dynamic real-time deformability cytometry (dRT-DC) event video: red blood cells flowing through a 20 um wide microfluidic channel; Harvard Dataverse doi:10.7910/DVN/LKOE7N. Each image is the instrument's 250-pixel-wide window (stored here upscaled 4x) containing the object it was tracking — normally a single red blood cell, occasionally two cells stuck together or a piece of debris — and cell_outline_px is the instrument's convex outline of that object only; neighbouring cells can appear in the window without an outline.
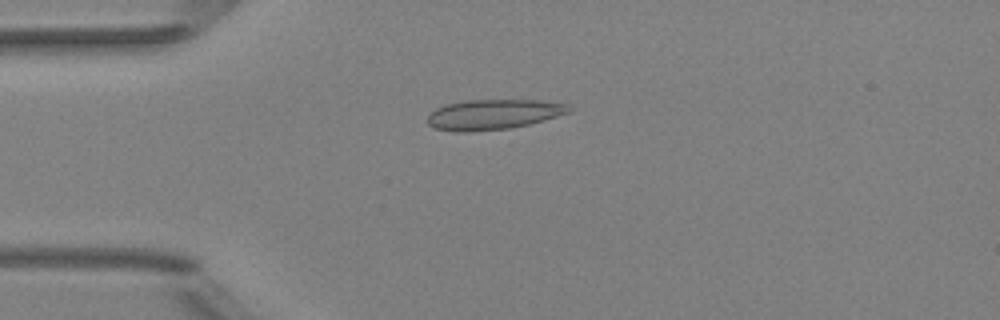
{"species": "Egyptian fruit bat (a non-hibernating species)", "species_latin": "Rousettus aegyptiacus", "temperature_condition": "room temperature", "stored_images_in_passage": 51, "camera_frame_rate_fps": 3000, "um_per_image_px": 0.085, "animal": {"sex": "female"}, "frame": {"image": 1, "passage_image": 13, "time_ms": 4.0, "image_size_px": [1000, 320], "cell_outline_px": [[572, 108], [568, 112], [544, 120], [528, 124], [508, 128], [468, 132], [452, 132], [436, 128], [428, 124], [428, 116], [436, 108], [444, 104], [468, 100], [544, 100], [568, 104]], "centroid_in_image_um": [41.92, 9.72], "position_along_channel_um": 43.1, "area_um2": 24.8}}
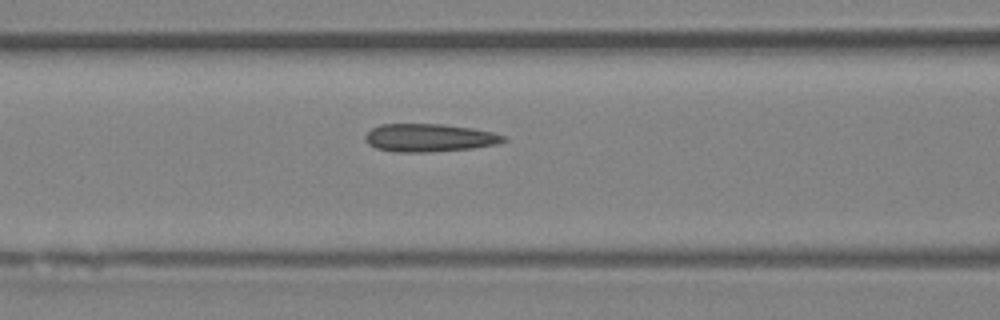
{"frame": {"image": 2, "passage_image": 21, "time_ms": 6.667, "image_size_px": [1000, 320], "cell_outline_px": [[508, 140], [500, 144], [472, 148], [428, 152], [396, 152], [376, 148], [368, 144], [364, 140], [364, 136], [372, 128], [380, 124], [444, 124], [472, 128], [492, 132], [504, 136]], "centroid_in_image_um": [36.49, 11.71], "position_along_channel_um": 130.1, "area_um2": 22.66}}
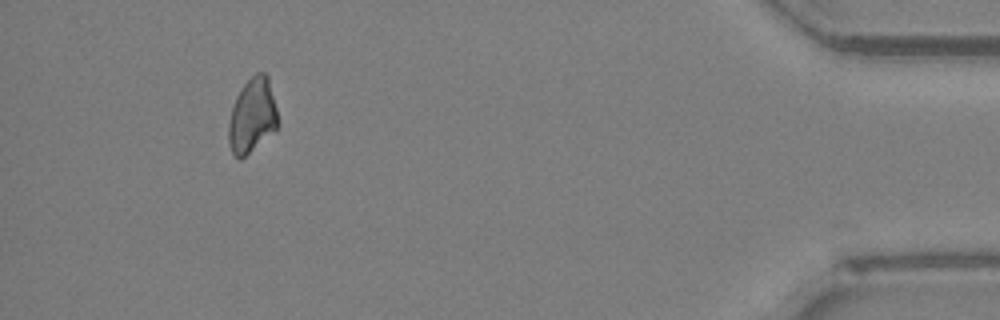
{"frame": {"image": 3, "passage_image": 47, "time_ms": 15.333, "image_size_px": [1000, 320], "cell_outline_px": [[276, 132], [240, 160], [232, 152], [228, 144], [228, 124], [232, 108], [236, 96], [240, 88], [256, 72], [264, 72], [268, 76], [276, 108]], "centroid_in_image_um": [21.42, 9.85], "position_along_channel_um": 413.8, "area_um2": 21.44}, "authors_computed_cell_mechanics": {"area_um2": 22.0218, "velocity_mm_per_s": 4.0344, "shape_relaxation_time_tau1_ms": null, "shape_relaxation_time_tau2_ms": 5.2579, "deformation_change_tau1": null, "deformation_change_tau2": 0.1034}}